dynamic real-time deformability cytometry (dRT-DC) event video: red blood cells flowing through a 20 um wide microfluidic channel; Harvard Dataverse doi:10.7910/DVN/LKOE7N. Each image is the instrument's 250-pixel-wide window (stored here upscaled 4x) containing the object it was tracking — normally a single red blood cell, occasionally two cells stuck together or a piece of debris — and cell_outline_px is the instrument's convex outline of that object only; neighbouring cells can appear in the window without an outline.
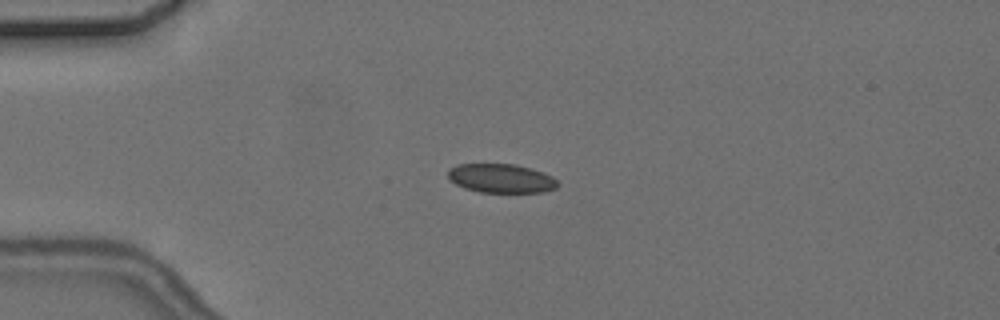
{"species": "common noctule bat (a hibernating species)", "species_latin": "Nyctalus noctula", "temperature_condition": "cold", "stored_images_in_passage": 3, "camera_frame_rate_fps": 3000, "um_per_image_px": 0.085, "animal": {"sex": "female", "body_mass_g": 24.6, "forearm_length_mm": 56.2}, "frame": {"image": 1, "passage_image": 1, "time_ms": 0.0, "image_size_px": [1000, 320], "cell_outline_px": [[560, 184], [556, 188], [544, 192], [480, 192], [464, 188], [456, 184], [448, 176], [448, 168], [456, 164], [516, 164], [532, 168], [544, 172], [552, 176]], "centroid_in_image_um": [42.62, 15.15], "position_along_channel_um": 42.4, "area_um2": 18.67}}
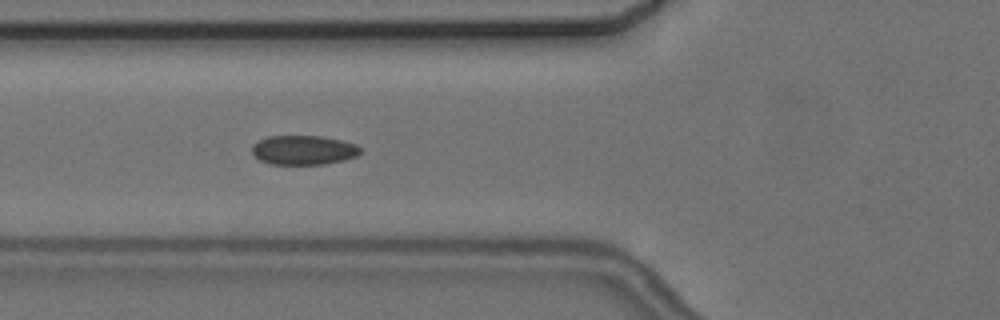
{"frame": {"image": 2, "passage_image": 3, "time_ms": 2.333, "image_size_px": [1000, 320], "cell_outline_px": [[360, 152], [356, 156], [344, 160], [324, 164], [268, 164], [260, 160], [252, 152], [252, 144], [268, 136], [320, 136], [340, 140], [356, 144], [360, 148]], "centroid_in_image_um": [25.78, 12.76], "position_along_channel_um": 100.0, "area_um2": 18.44}}